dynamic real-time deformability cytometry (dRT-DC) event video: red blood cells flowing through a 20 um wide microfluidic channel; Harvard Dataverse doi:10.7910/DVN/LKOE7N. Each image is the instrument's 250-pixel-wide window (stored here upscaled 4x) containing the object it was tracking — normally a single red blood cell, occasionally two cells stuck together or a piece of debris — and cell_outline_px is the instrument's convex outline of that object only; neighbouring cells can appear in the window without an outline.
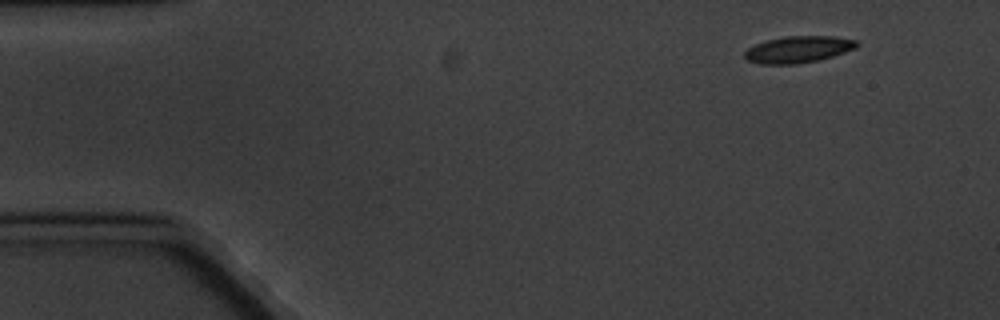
{"species": "common noctule bat (a hibernating species)", "species_latin": "Nyctalus noctula", "temperature_condition": "cold", "stored_images_in_passage": 4, "camera_frame_rate_fps": 3000, "um_per_image_px": 0.085, "animal": {"sex": "male", "body_mass_g": 20.1, "forearm_length_mm": 53.5}, "frame": {"image": 1, "passage_image": 1, "time_ms": 0.0, "image_size_px": [1000, 320], "cell_outline_px": [[860, 44], [856, 48], [832, 56], [816, 60], [796, 64], [760, 64], [748, 60], [744, 56], [744, 52], [748, 48], [756, 44], [768, 40], [784, 36], [832, 36], [856, 40]], "centroid_in_image_um": [67.85, 4.19], "position_along_channel_um": 17.2, "area_um2": 17.28}}
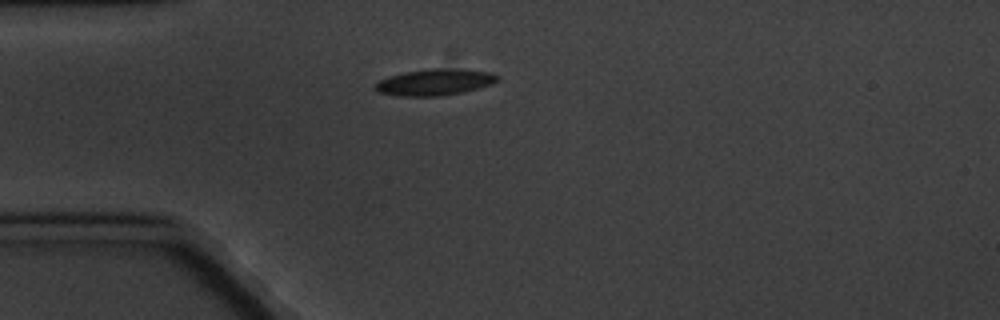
{"frame": {"image": 2, "passage_image": 4, "time_ms": 3.333, "image_size_px": [1000, 320], "cell_outline_px": [[500, 80], [492, 84], [480, 88], [464, 92], [440, 96], [400, 96], [376, 92], [372, 88], [372, 84], [388, 76], [404, 72], [432, 68], [440, 68], [492, 72], [500, 76]], "centroid_in_image_um": [36.93, 6.99], "position_along_channel_um": 48.1, "area_um2": 19.07}}